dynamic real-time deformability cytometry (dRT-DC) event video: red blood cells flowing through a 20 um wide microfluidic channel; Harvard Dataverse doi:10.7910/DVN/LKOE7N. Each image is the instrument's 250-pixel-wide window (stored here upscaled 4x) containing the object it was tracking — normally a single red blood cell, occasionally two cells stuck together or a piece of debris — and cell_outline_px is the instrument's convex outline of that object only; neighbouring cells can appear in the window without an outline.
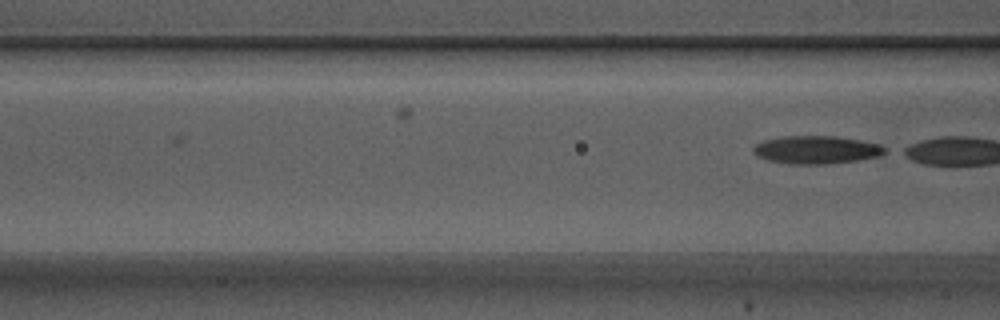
{"species": "Egyptian fruit bat (a non-hibernating species)", "species_latin": "Rousettus aegyptiacus", "temperature_condition": "warm", "stored_images_in_passage": 4, "camera_frame_rate_fps": 3000, "um_per_image_px": 0.085, "animal": {"sex": "male"}, "frame": {"image": 1, "passage_image": 4, "time_ms": 1.0, "image_size_px": [1000, 320], "cell_outline_px": [[888, 152], [880, 156], [860, 160], [828, 164], [788, 164], [768, 160], [756, 156], [752, 152], [752, 148], [756, 144], [764, 140], [784, 136], [836, 136], [860, 140], [880, 144], [888, 148]], "centroid_in_image_um": [69.42, 12.74], "position_along_channel_um": 97.2, "area_um2": 21.79}}